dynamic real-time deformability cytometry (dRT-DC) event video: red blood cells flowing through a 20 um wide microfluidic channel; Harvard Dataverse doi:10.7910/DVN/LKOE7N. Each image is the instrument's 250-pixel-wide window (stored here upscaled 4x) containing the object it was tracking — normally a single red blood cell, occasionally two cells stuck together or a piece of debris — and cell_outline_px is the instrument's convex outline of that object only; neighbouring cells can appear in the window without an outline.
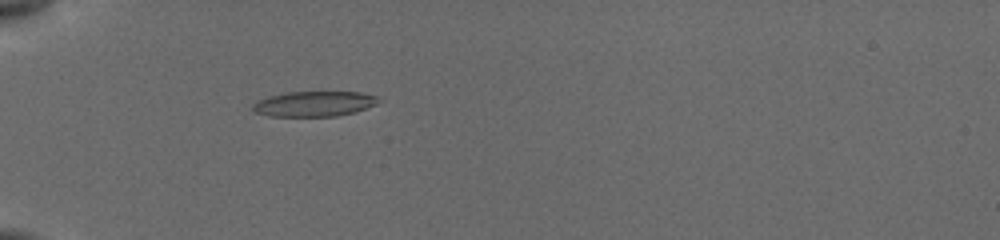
{"species": "common noctule bat (a hibernating species)", "species_latin": "Nyctalus noctula", "temperature_condition": "cold", "stored_images_in_passage": 29, "camera_frame_rate_fps": 3000, "um_per_image_px": 0.085, "animal": {"sex": "female", "body_mass_g": 19.5, "forearm_length_mm": 54.1}, "frame": {"image": 1, "passage_image": 1, "time_ms": 0.0, "image_size_px": [1000, 240], "cell_outline_px": [[384, 100], [376, 104], [356, 112], [336, 116], [268, 116], [256, 112], [252, 108], [252, 104], [268, 96], [288, 92], [360, 92], [376, 96]], "centroid_in_image_um": [26.74, 8.82], "position_along_channel_um": 58.3, "area_um2": 18.5}}
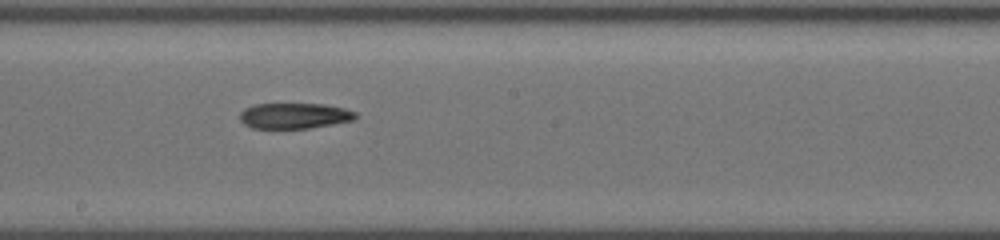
{"frame": {"image": 2, "passage_image": 13, "time_ms": 4.667, "image_size_px": [1000, 240], "cell_outline_px": [[356, 116], [352, 120], [332, 124], [308, 128], [252, 128], [244, 124], [240, 120], [240, 112], [244, 108], [256, 104], [324, 104], [344, 108], [356, 112]], "centroid_in_image_um": [24.99, 9.83], "position_along_channel_um": 223.2, "area_um2": 17.17}}
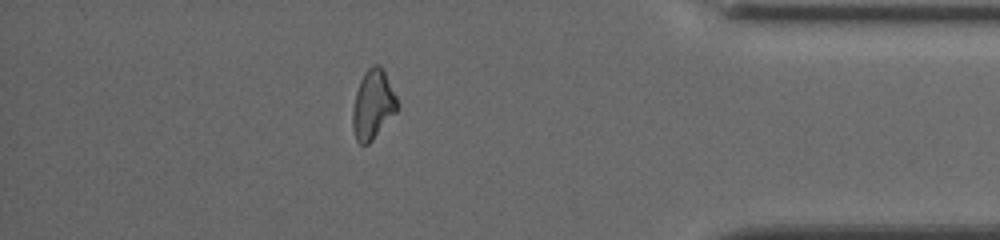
{"frame": {"image": 3, "passage_image": 25, "time_ms": 10.0, "image_size_px": [1000, 240], "cell_outline_px": [[400, 104], [396, 112], [372, 140], [368, 144], [360, 144], [356, 140], [352, 128], [352, 112], [356, 92], [360, 80], [364, 72], [372, 64], [380, 64]], "centroid_in_image_um": [31.69, 8.89], "position_along_channel_um": 403.5, "area_um2": 17.98}}